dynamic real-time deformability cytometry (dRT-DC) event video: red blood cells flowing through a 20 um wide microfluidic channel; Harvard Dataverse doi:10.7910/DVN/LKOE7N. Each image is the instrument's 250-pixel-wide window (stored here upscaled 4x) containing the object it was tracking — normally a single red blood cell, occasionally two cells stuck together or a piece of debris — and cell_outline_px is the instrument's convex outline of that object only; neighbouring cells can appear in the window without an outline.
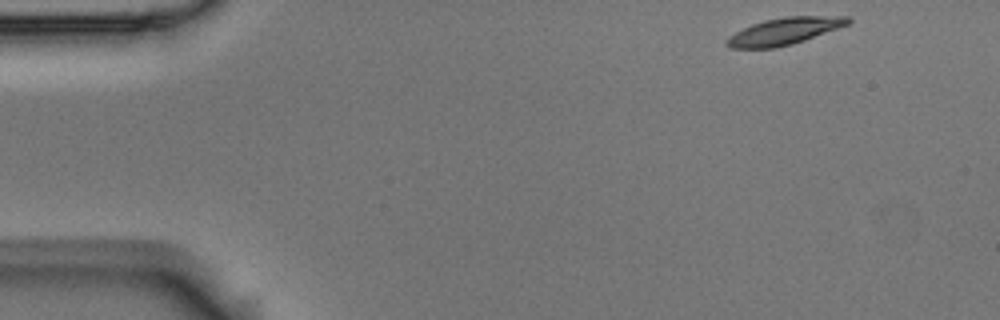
{"species": "Egyptian fruit bat (a non-hibernating species)", "species_latin": "Rousettus aegyptiacus", "temperature_condition": "room temperature", "stored_images_in_passage": 51, "camera_frame_rate_fps": 3000, "um_per_image_px": 0.085, "animal": {"sex": "male"}, "frame": {"image": 1, "passage_image": 1, "time_ms": 0.0, "image_size_px": [1000, 320], "cell_outline_px": [[852, 20], [848, 24], [804, 40], [792, 44], [776, 48], [732, 48], [724, 44], [724, 40], [728, 36], [752, 24], [764, 20], [784, 16], [852, 16]], "centroid_in_image_um": [66.64, 2.65], "position_along_channel_um": 18.4, "area_um2": 19.02}}
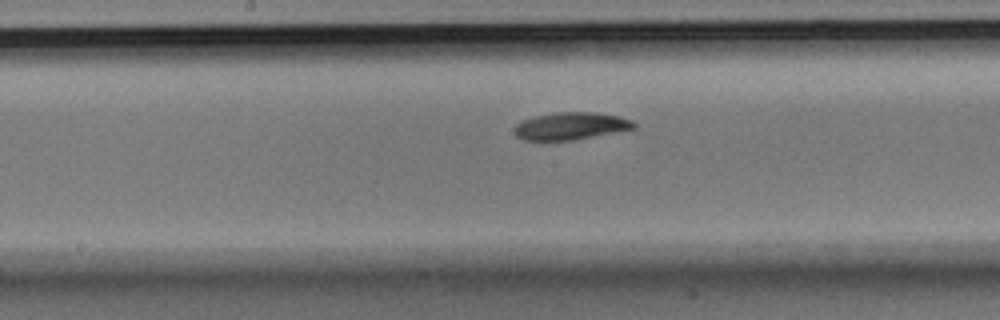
{"frame": {"image": 2, "passage_image": 24, "time_ms": 7.667, "image_size_px": [1000, 320], "cell_outline_px": [[636, 128], [616, 132], [572, 140], [524, 140], [516, 136], [516, 124], [532, 116], [556, 112], [592, 112], [620, 116], [632, 120], [636, 124]], "centroid_in_image_um": [48.54, 10.7], "position_along_channel_um": 199.7, "area_um2": 18.96}}
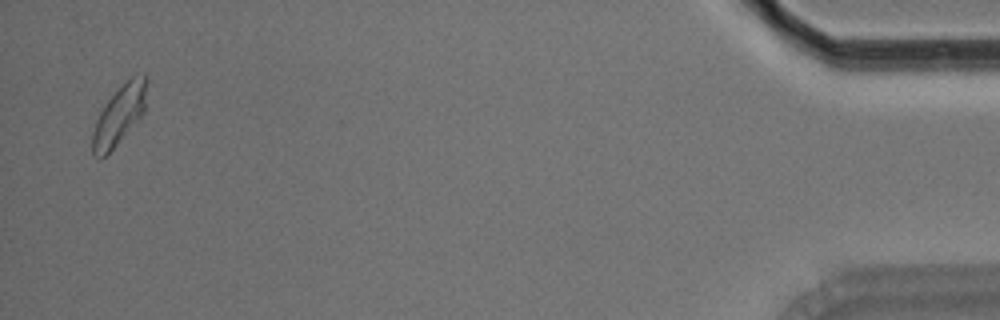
{"frame": {"image": 3, "passage_image": 50, "time_ms": 16.333, "image_size_px": [1000, 320], "cell_outline_px": [[148, 80], [144, 112], [140, 120], [100, 160], [92, 156], [92, 132], [96, 120], [104, 104], [132, 76], [144, 72], [148, 76]], "centroid_in_image_um": [10.16, 9.77], "position_along_channel_um": 425.0, "area_um2": 18.84}, "authors_computed_cell_mechanics": {"area_um2": 19.074, "velocity_mm_per_s": 3.5852, "shape_relaxation_time_tau1_ms": 3.8761, "shape_relaxation_time_tau2_ms": 3.8555, "deformation_change_tau1": 0.1222, "deformation_change_tau2": 0.0786}}